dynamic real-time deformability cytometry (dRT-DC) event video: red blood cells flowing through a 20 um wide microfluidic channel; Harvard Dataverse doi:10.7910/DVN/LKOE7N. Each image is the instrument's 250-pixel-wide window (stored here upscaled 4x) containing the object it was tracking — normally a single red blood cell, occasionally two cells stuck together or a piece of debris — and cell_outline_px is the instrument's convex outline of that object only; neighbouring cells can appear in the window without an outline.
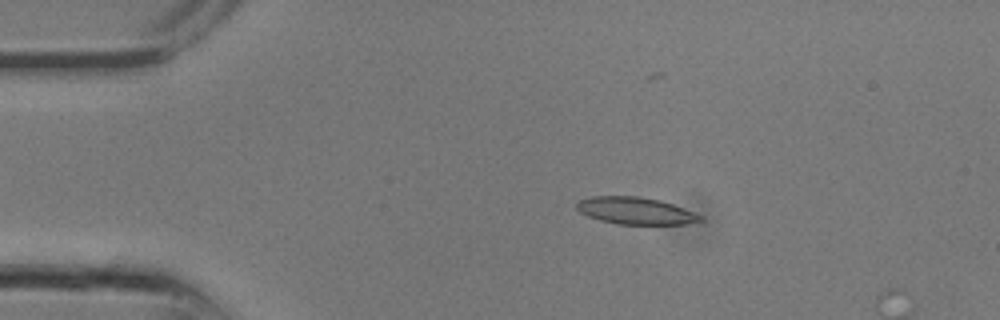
{"species": "common noctule bat (a hibernating species)", "species_latin": "Nyctalus noctula", "temperature_condition": "room temperature", "stored_images_in_passage": 6, "camera_frame_rate_fps": 3000, "um_per_image_px": 0.085, "animal": {"sex": "male", "body_mass_g": 13.3}, "frame": {"image": 1, "passage_image": 4, "time_ms": 1.0, "image_size_px": [1000, 320], "cell_outline_px": [[704, 220], [688, 224], [616, 224], [600, 220], [588, 216], [580, 212], [576, 208], [576, 204], [580, 200], [592, 196], [640, 196], [660, 200], [684, 208], [704, 216]], "centroid_in_image_um": [54.05, 17.92], "position_along_channel_um": 31.0, "area_um2": 19.59}}